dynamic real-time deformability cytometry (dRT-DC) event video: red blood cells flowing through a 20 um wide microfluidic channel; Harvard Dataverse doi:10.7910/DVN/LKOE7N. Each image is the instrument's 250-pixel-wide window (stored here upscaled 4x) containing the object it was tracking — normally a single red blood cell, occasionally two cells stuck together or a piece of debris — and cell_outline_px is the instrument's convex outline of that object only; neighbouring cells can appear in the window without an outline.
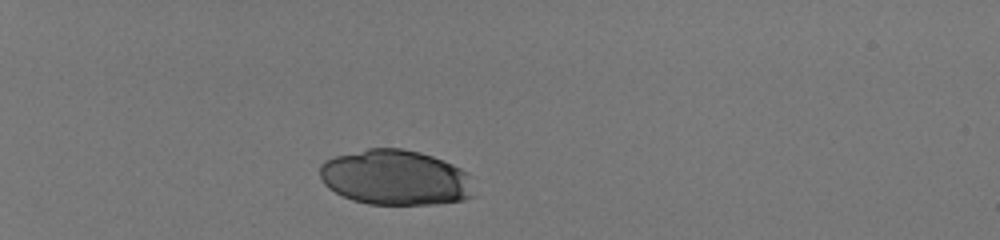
{"species": "human", "species_latin": "Homo sapiens", "temperature_condition": "room temperature", "stored_images_in_passage": 38, "camera_frame_rate_fps": 3000, "um_per_image_px": 0.085, "donor": {"sex": "male"}, "frame": {"image": 1, "passage_image": 1, "time_ms": 0.0, "image_size_px": [1000, 240], "cell_outline_px": [[472, 196], [464, 200], [436, 204], [368, 204], [352, 200], [328, 188], [324, 184], [320, 176], [320, 164], [324, 160], [336, 156], [368, 148], [400, 148], [420, 152], [444, 160], [468, 172], [472, 176]], "centroid_in_image_um": [33.62, 15.09], "position_along_channel_um": 51.4, "area_um2": 49.82}}
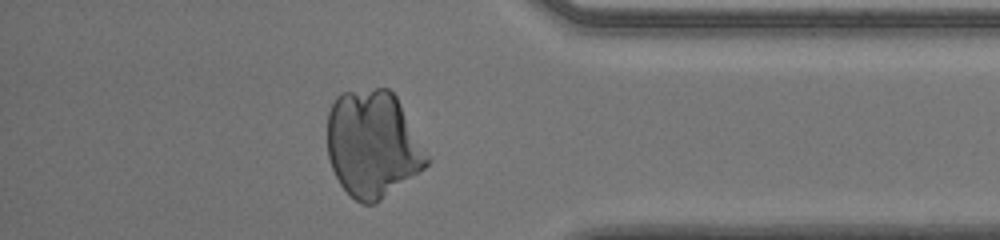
{"frame": {"image": 2, "passage_image": 33, "time_ms": 10.667, "image_size_px": [1000, 240], "cell_outline_px": [[428, 164], [424, 168], [376, 204], [360, 204], [340, 184], [332, 168], [328, 156], [328, 112], [336, 96], [340, 92], [376, 88], [388, 88], [396, 96], [428, 156]], "centroid_in_image_um": [31.66, 12.25], "position_along_channel_um": 403.5, "area_um2": 61.56}}